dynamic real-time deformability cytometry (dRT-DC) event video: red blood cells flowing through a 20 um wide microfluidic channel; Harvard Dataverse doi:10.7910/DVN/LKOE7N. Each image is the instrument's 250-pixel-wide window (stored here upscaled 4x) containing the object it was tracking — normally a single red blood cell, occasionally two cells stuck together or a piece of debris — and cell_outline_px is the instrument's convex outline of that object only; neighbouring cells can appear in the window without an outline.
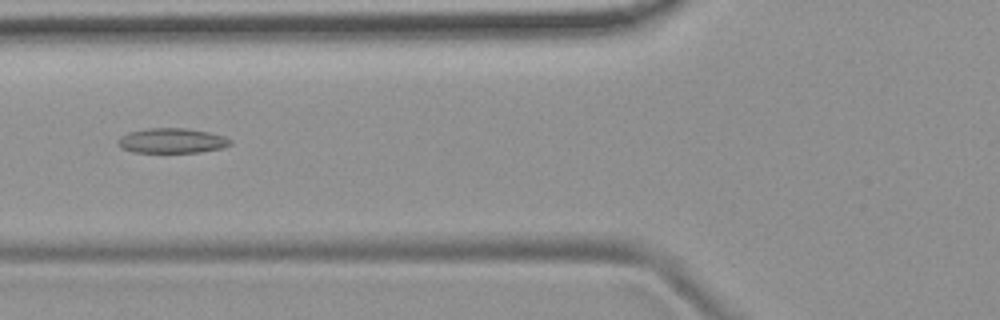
{"species": "common noctule bat (a hibernating species)", "species_latin": "Nyctalus noctula", "temperature_condition": "room temperature", "stored_images_in_passage": 10, "camera_frame_rate_fps": 3000, "um_per_image_px": 0.085, "animal": {"sex": "female", "body_mass_g": 19.9}, "frame": {"image": 1, "passage_image": 6, "time_ms": 6.667, "image_size_px": [1000, 320], "cell_outline_px": [[232, 144], [224, 148], [200, 152], [132, 152], [120, 148], [116, 144], [116, 140], [120, 136], [128, 132], [148, 128], [184, 128], [208, 132], [224, 136], [232, 140]], "centroid_in_image_um": [14.58, 11.96], "position_along_channel_um": 111.2, "area_um2": 16.53}}
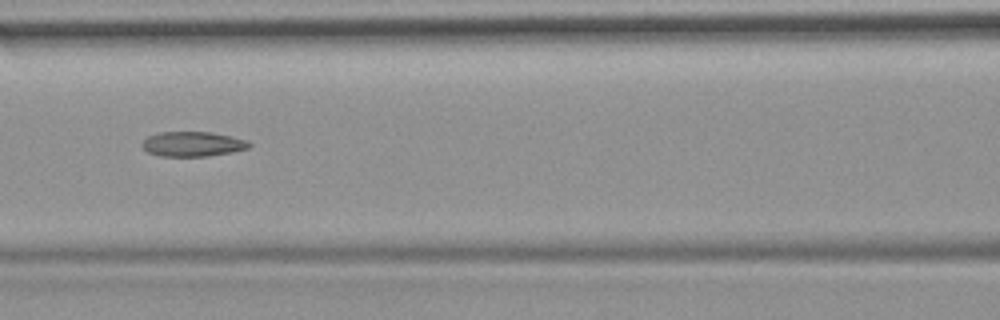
{"frame": {"image": 2, "passage_image": 7, "time_ms": 7.667, "image_size_px": [1000, 320], "cell_outline_px": [[252, 144], [248, 148], [232, 152], [208, 156], [160, 156], [148, 152], [140, 144], [148, 136], [160, 132], [212, 132], [232, 136], [248, 140]], "centroid_in_image_um": [16.4, 12.24], "position_along_channel_um": 150.2, "area_um2": 15.55}}